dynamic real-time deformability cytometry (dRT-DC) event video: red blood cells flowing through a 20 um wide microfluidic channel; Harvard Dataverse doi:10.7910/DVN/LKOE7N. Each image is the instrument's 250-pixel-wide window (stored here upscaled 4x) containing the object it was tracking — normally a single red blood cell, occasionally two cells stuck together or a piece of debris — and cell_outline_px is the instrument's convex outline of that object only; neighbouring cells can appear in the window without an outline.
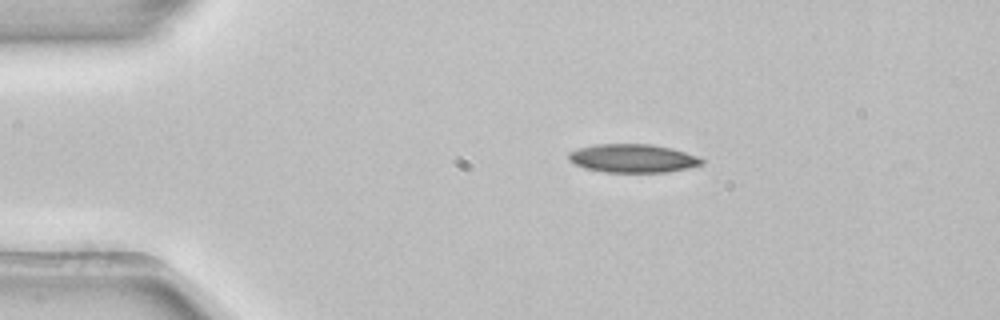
{"species": "common noctule bat (a hibernating species)", "species_latin": "Nyctalus noctula", "temperature_condition": "room temperature", "stored_images_in_passage": 2, "camera_frame_rate_fps": 3000, "um_per_image_px": 0.085, "animal": {"sex": "female", "body_mass_g": 22.7, "forearm_length_mm": 54.2}, "frame": {"image": 1, "passage_image": 1, "time_ms": 0.0, "image_size_px": [1000, 320], "cell_outline_px": [[704, 164], [688, 168], [664, 172], [604, 172], [584, 168], [568, 160], [568, 152], [580, 148], [596, 144], [652, 144], [672, 148], [696, 156], [704, 160]], "centroid_in_image_um": [53.78, 13.46], "position_along_channel_um": 31.2, "area_um2": 22.02}}